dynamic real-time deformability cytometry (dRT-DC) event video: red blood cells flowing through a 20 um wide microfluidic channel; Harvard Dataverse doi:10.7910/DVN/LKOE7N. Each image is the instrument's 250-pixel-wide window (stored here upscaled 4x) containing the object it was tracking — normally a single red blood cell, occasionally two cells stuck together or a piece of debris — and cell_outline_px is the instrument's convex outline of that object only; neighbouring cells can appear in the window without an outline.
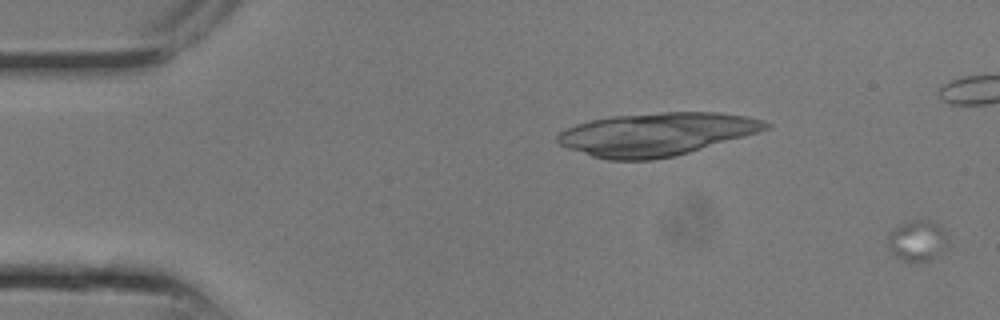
{"species": "common noctule bat (a hibernating species)", "species_latin": "Nyctalus noctula", "temperature_condition": "room temperature", "stored_images_in_passage": 4, "camera_frame_rate_fps": 3000, "um_per_image_px": 0.085, "animal": {"sex": "male", "body_mass_g": 13.3}, "frame": {"image": 1, "passage_image": 4, "time_ms": 1.0, "image_size_px": [1000, 320], "cell_outline_px": [[944, 236], [932, 256], [928, 260], [920, 264], [900, 260], [888, 248], [888, 232], [900, 224], [908, 220], [928, 220], [936, 224], [944, 232]], "centroid_in_image_um": [77.78, 20.45], "position_along_channel_um": 7.2, "area_um2": 13.41}}